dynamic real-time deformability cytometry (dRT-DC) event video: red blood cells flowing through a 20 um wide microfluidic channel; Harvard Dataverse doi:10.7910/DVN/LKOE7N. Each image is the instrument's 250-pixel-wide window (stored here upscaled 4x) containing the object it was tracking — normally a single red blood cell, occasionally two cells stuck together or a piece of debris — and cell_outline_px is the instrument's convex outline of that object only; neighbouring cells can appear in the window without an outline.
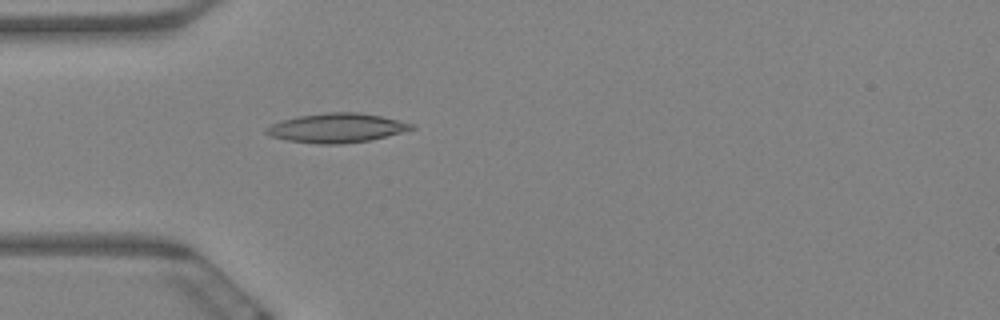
{"species": "Egyptian fruit bat (a non-hibernating species)", "species_latin": "Rousettus aegyptiacus", "temperature_condition": "warm", "stored_images_in_passage": 5, "camera_frame_rate_fps": 3000, "um_per_image_px": 0.085, "animal": {"sex": "female"}, "frame": {"image": 1, "passage_image": 5, "time_ms": 1.333, "image_size_px": [1000, 320], "cell_outline_px": [[416, 128], [372, 140], [344, 144], [316, 144], [288, 140], [272, 136], [264, 132], [264, 128], [272, 124], [284, 120], [300, 116], [328, 112], [360, 112], [380, 116], [416, 124]], "centroid_in_image_um": [28.66, 10.88], "position_along_channel_um": 56.3, "area_um2": 24.74}}